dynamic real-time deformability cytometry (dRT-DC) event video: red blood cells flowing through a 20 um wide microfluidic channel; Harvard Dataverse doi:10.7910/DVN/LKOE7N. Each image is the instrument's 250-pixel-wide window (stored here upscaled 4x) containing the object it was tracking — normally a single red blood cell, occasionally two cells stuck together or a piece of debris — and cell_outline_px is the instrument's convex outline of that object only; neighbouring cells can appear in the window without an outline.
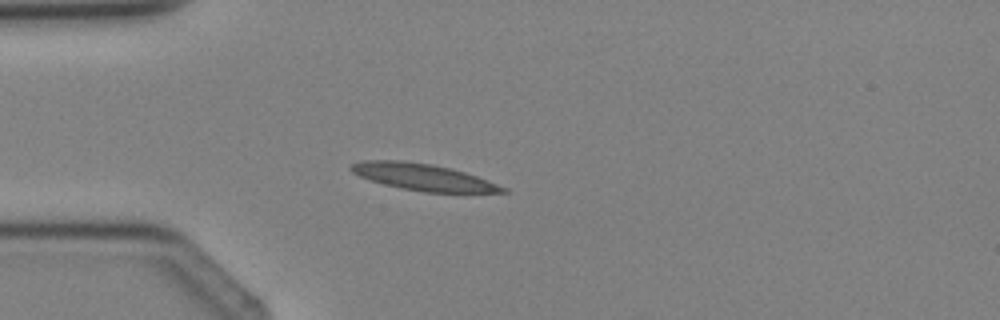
{"species": "Egyptian fruit bat (a non-hibernating species)", "species_latin": "Rousettus aegyptiacus", "temperature_condition": "cold", "stored_images_in_passage": 4, "camera_frame_rate_fps": 3000, "um_per_image_px": 0.085, "animal": {"sex": "female"}, "frame": {"image": 1, "passage_image": 4, "time_ms": 3.333, "image_size_px": [1000, 320], "cell_outline_px": [[508, 192], [424, 192], [400, 188], [368, 180], [352, 172], [348, 168], [352, 164], [364, 160], [404, 160], [432, 164], [452, 168], [488, 180], [508, 188]], "centroid_in_image_um": [35.94, 15.04], "position_along_channel_um": 49.1, "area_um2": 23.58}}